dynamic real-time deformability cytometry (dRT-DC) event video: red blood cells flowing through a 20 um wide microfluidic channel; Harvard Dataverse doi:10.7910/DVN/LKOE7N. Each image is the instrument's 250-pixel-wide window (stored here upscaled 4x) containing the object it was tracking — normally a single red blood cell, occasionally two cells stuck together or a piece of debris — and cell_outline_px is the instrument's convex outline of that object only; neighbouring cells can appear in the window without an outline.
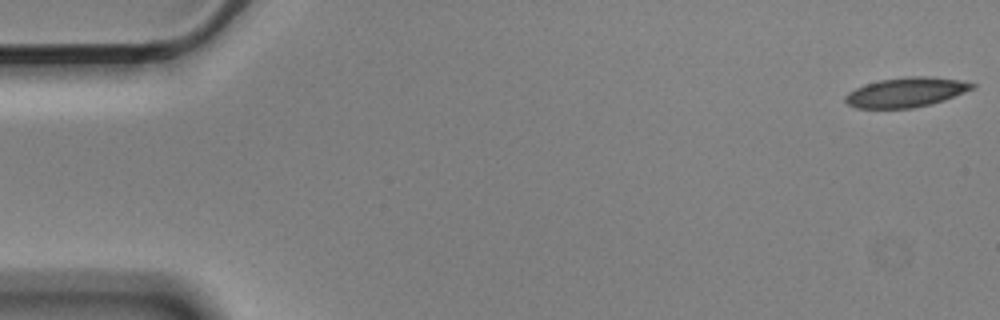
{"species": "Egyptian fruit bat (a non-hibernating species)", "species_latin": "Rousettus aegyptiacus", "temperature_condition": "cold", "stored_images_in_passage": 56, "camera_frame_rate_fps": 3000, "um_per_image_px": 0.085, "animal": {"sex": "male"}, "frame": {"image": 1, "passage_image": 1, "time_ms": 0.0, "image_size_px": [1000, 320], "cell_outline_px": [[976, 88], [944, 100], [912, 108], [856, 108], [848, 104], [844, 100], [844, 96], [848, 92], [864, 84], [880, 80], [912, 76], [924, 76], [960, 80], [976, 84]], "centroid_in_image_um": [77.01, 7.84], "position_along_channel_um": 8.0, "area_um2": 21.79}}
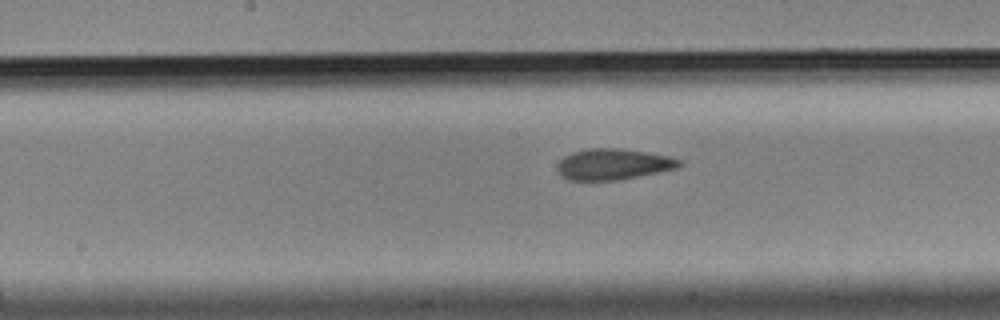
{"frame": {"image": 2, "passage_image": 28, "time_ms": 9.0, "image_size_px": [1000, 320], "cell_outline_px": [[684, 164], [680, 168], [620, 180], [568, 180], [560, 176], [556, 168], [556, 164], [564, 156], [572, 152], [592, 148], [616, 148], [644, 152], [668, 156], [680, 160]], "centroid_in_image_um": [52.11, 13.97], "position_along_channel_um": 196.1, "area_um2": 22.2}}
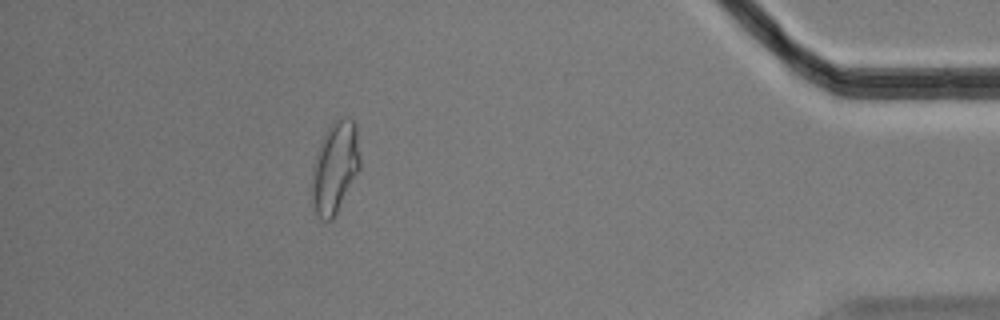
{"frame": {"image": 3, "passage_image": 50, "time_ms": 16.333, "image_size_px": [1000, 320], "cell_outline_px": [[360, 168], [332, 220], [320, 220], [312, 212], [312, 164], [320, 140], [328, 128], [340, 116], [344, 116], [352, 120], [356, 124], [360, 156]], "centroid_in_image_um": [28.45, 14.23], "position_along_channel_um": 406.8, "area_um2": 25.95}, "authors_computed_cell_mechanics": {"area_um2": 22.6287, "velocity_mm_per_s": 3.5693, "shape_relaxation_time_tau1_ms": null, "shape_relaxation_time_tau2_ms": 2.6294, "deformation_change_tau1": null, "deformation_change_tau2": 0.0861}}